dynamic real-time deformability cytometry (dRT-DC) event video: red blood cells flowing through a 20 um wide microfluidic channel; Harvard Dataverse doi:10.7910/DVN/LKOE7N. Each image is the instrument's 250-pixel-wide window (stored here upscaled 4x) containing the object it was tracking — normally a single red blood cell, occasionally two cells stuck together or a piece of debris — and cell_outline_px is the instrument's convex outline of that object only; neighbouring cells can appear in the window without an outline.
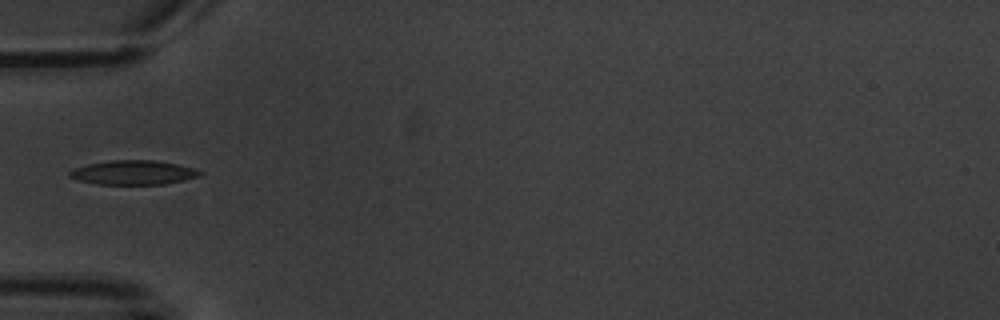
{"species": "common noctule bat (a hibernating species)", "species_latin": "Nyctalus noctula", "temperature_condition": "warm", "stored_images_in_passage": 15, "camera_frame_rate_fps": 3000, "um_per_image_px": 0.085, "animal": {"sex": "male", "body_mass_g": 20.1, "forearm_length_mm": 53.5}, "frame": {"image": 1, "passage_image": 5, "time_ms": 5.667, "image_size_px": [1000, 320], "cell_outline_px": [[204, 172], [200, 176], [164, 184], [96, 184], [80, 180], [68, 176], [68, 172], [76, 168], [88, 164], [112, 160], [152, 160], [176, 164], [192, 168]], "centroid_in_image_um": [11.33, 14.66], "position_along_channel_um": 73.7, "area_um2": 18.15}}
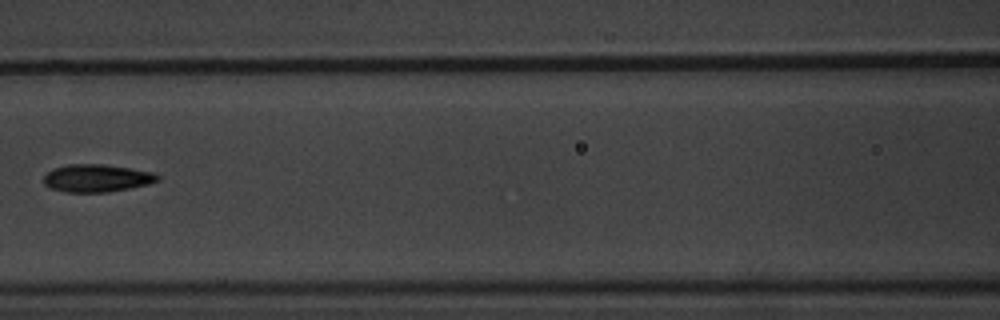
{"frame": {"image": 2, "passage_image": 7, "time_ms": 8.0, "image_size_px": [1000, 320], "cell_outline_px": [[160, 180], [148, 184], [108, 192], [64, 192], [48, 188], [44, 184], [44, 176], [52, 168], [68, 164], [104, 164], [156, 172], [160, 176]], "centroid_in_image_um": [8.22, 15.14], "position_along_channel_um": 158.4, "area_um2": 18.55}, "authors_computed_cell_mechanics": {"area_um2": 17.918, "velocity_mm_per_s": 3.5957, "shape_relaxation_time_tau1_ms": 4.0364, "shape_relaxation_time_tau2_ms": 2.7592, "deformation_change_tau1": 0.1513, "deformation_change_tau2": 0.0935}}